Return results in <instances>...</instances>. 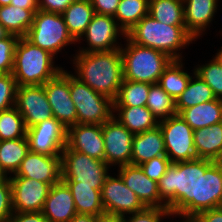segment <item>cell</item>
<instances>
[{
	"label": "cell",
	"mask_w": 222,
	"mask_h": 222,
	"mask_svg": "<svg viewBox=\"0 0 222 222\" xmlns=\"http://www.w3.org/2000/svg\"><path fill=\"white\" fill-rule=\"evenodd\" d=\"M214 162L197 158L170 164L158 181V190L173 217L191 220L198 214L199 171H206Z\"/></svg>",
	"instance_id": "cell-1"
},
{
	"label": "cell",
	"mask_w": 222,
	"mask_h": 222,
	"mask_svg": "<svg viewBox=\"0 0 222 222\" xmlns=\"http://www.w3.org/2000/svg\"><path fill=\"white\" fill-rule=\"evenodd\" d=\"M71 54L73 75L97 93L116 98L123 81L122 54L119 49Z\"/></svg>",
	"instance_id": "cell-2"
},
{
	"label": "cell",
	"mask_w": 222,
	"mask_h": 222,
	"mask_svg": "<svg viewBox=\"0 0 222 222\" xmlns=\"http://www.w3.org/2000/svg\"><path fill=\"white\" fill-rule=\"evenodd\" d=\"M126 36L132 42L161 51L173 60L185 59L182 50L195 43V39L186 31L185 25H168L157 21L149 14L130 29Z\"/></svg>",
	"instance_id": "cell-3"
},
{
	"label": "cell",
	"mask_w": 222,
	"mask_h": 222,
	"mask_svg": "<svg viewBox=\"0 0 222 222\" xmlns=\"http://www.w3.org/2000/svg\"><path fill=\"white\" fill-rule=\"evenodd\" d=\"M55 59L50 52L34 45L26 37H20L12 69L17 86L43 85L53 79L64 69L56 64Z\"/></svg>",
	"instance_id": "cell-4"
},
{
	"label": "cell",
	"mask_w": 222,
	"mask_h": 222,
	"mask_svg": "<svg viewBox=\"0 0 222 222\" xmlns=\"http://www.w3.org/2000/svg\"><path fill=\"white\" fill-rule=\"evenodd\" d=\"M120 51L123 62V79L157 84L165 68L173 60L165 53L138 45L127 36Z\"/></svg>",
	"instance_id": "cell-5"
},
{
	"label": "cell",
	"mask_w": 222,
	"mask_h": 222,
	"mask_svg": "<svg viewBox=\"0 0 222 222\" xmlns=\"http://www.w3.org/2000/svg\"><path fill=\"white\" fill-rule=\"evenodd\" d=\"M62 181L66 185H86L102 189L112 170L105 161L71 150L67 146L61 155Z\"/></svg>",
	"instance_id": "cell-6"
},
{
	"label": "cell",
	"mask_w": 222,
	"mask_h": 222,
	"mask_svg": "<svg viewBox=\"0 0 222 222\" xmlns=\"http://www.w3.org/2000/svg\"><path fill=\"white\" fill-rule=\"evenodd\" d=\"M26 38L56 58L59 56L57 54L64 53L62 51H65L68 46L70 48V45H77V42L69 34L62 15L43 10H38L34 14L33 24Z\"/></svg>",
	"instance_id": "cell-7"
},
{
	"label": "cell",
	"mask_w": 222,
	"mask_h": 222,
	"mask_svg": "<svg viewBox=\"0 0 222 222\" xmlns=\"http://www.w3.org/2000/svg\"><path fill=\"white\" fill-rule=\"evenodd\" d=\"M69 89L77 111V123L102 125L113 116V101L94 91L71 71Z\"/></svg>",
	"instance_id": "cell-8"
},
{
	"label": "cell",
	"mask_w": 222,
	"mask_h": 222,
	"mask_svg": "<svg viewBox=\"0 0 222 222\" xmlns=\"http://www.w3.org/2000/svg\"><path fill=\"white\" fill-rule=\"evenodd\" d=\"M125 36V32L118 26L113 16L95 13L86 31L77 41L76 52L88 53L119 49L122 45L119 41ZM84 41L87 47H79V44Z\"/></svg>",
	"instance_id": "cell-9"
},
{
	"label": "cell",
	"mask_w": 222,
	"mask_h": 222,
	"mask_svg": "<svg viewBox=\"0 0 222 222\" xmlns=\"http://www.w3.org/2000/svg\"><path fill=\"white\" fill-rule=\"evenodd\" d=\"M165 144L166 156L172 163L197 159L194 130L179 115L159 122Z\"/></svg>",
	"instance_id": "cell-10"
},
{
	"label": "cell",
	"mask_w": 222,
	"mask_h": 222,
	"mask_svg": "<svg viewBox=\"0 0 222 222\" xmlns=\"http://www.w3.org/2000/svg\"><path fill=\"white\" fill-rule=\"evenodd\" d=\"M29 151L48 156H61L67 143V127L55 117L27 128Z\"/></svg>",
	"instance_id": "cell-11"
},
{
	"label": "cell",
	"mask_w": 222,
	"mask_h": 222,
	"mask_svg": "<svg viewBox=\"0 0 222 222\" xmlns=\"http://www.w3.org/2000/svg\"><path fill=\"white\" fill-rule=\"evenodd\" d=\"M105 162L108 166L130 165L132 158L133 136L115 117L102 124Z\"/></svg>",
	"instance_id": "cell-12"
},
{
	"label": "cell",
	"mask_w": 222,
	"mask_h": 222,
	"mask_svg": "<svg viewBox=\"0 0 222 222\" xmlns=\"http://www.w3.org/2000/svg\"><path fill=\"white\" fill-rule=\"evenodd\" d=\"M45 94L52 108V115L65 127L77 124V111L69 89V71L63 69L53 79L43 84Z\"/></svg>",
	"instance_id": "cell-13"
},
{
	"label": "cell",
	"mask_w": 222,
	"mask_h": 222,
	"mask_svg": "<svg viewBox=\"0 0 222 222\" xmlns=\"http://www.w3.org/2000/svg\"><path fill=\"white\" fill-rule=\"evenodd\" d=\"M109 175L101 189V201L105 212L128 215L145 208L137 195L131 191L116 173Z\"/></svg>",
	"instance_id": "cell-14"
},
{
	"label": "cell",
	"mask_w": 222,
	"mask_h": 222,
	"mask_svg": "<svg viewBox=\"0 0 222 222\" xmlns=\"http://www.w3.org/2000/svg\"><path fill=\"white\" fill-rule=\"evenodd\" d=\"M15 107L23 117L26 128L53 117L43 85L17 86Z\"/></svg>",
	"instance_id": "cell-15"
},
{
	"label": "cell",
	"mask_w": 222,
	"mask_h": 222,
	"mask_svg": "<svg viewBox=\"0 0 222 222\" xmlns=\"http://www.w3.org/2000/svg\"><path fill=\"white\" fill-rule=\"evenodd\" d=\"M13 212H41L51 185L26 177H9Z\"/></svg>",
	"instance_id": "cell-16"
},
{
	"label": "cell",
	"mask_w": 222,
	"mask_h": 222,
	"mask_svg": "<svg viewBox=\"0 0 222 222\" xmlns=\"http://www.w3.org/2000/svg\"><path fill=\"white\" fill-rule=\"evenodd\" d=\"M9 177H26L51 186L62 180L61 156H48L29 151L16 174Z\"/></svg>",
	"instance_id": "cell-17"
},
{
	"label": "cell",
	"mask_w": 222,
	"mask_h": 222,
	"mask_svg": "<svg viewBox=\"0 0 222 222\" xmlns=\"http://www.w3.org/2000/svg\"><path fill=\"white\" fill-rule=\"evenodd\" d=\"M66 146L71 150L105 161L101 124L77 123L68 127Z\"/></svg>",
	"instance_id": "cell-18"
},
{
	"label": "cell",
	"mask_w": 222,
	"mask_h": 222,
	"mask_svg": "<svg viewBox=\"0 0 222 222\" xmlns=\"http://www.w3.org/2000/svg\"><path fill=\"white\" fill-rule=\"evenodd\" d=\"M117 174L145 207L166 208L160 200L158 182L149 179L140 166L131 164L120 166L117 168Z\"/></svg>",
	"instance_id": "cell-19"
},
{
	"label": "cell",
	"mask_w": 222,
	"mask_h": 222,
	"mask_svg": "<svg viewBox=\"0 0 222 222\" xmlns=\"http://www.w3.org/2000/svg\"><path fill=\"white\" fill-rule=\"evenodd\" d=\"M218 2L219 0H183L185 29L196 42L210 30L219 10Z\"/></svg>",
	"instance_id": "cell-20"
},
{
	"label": "cell",
	"mask_w": 222,
	"mask_h": 222,
	"mask_svg": "<svg viewBox=\"0 0 222 222\" xmlns=\"http://www.w3.org/2000/svg\"><path fill=\"white\" fill-rule=\"evenodd\" d=\"M41 212L48 222H69L77 214L71 191L62 180L51 186Z\"/></svg>",
	"instance_id": "cell-21"
},
{
	"label": "cell",
	"mask_w": 222,
	"mask_h": 222,
	"mask_svg": "<svg viewBox=\"0 0 222 222\" xmlns=\"http://www.w3.org/2000/svg\"><path fill=\"white\" fill-rule=\"evenodd\" d=\"M222 206V162L199 171L198 214Z\"/></svg>",
	"instance_id": "cell-22"
},
{
	"label": "cell",
	"mask_w": 222,
	"mask_h": 222,
	"mask_svg": "<svg viewBox=\"0 0 222 222\" xmlns=\"http://www.w3.org/2000/svg\"><path fill=\"white\" fill-rule=\"evenodd\" d=\"M131 165H141L152 158L166 156L162 131L159 126L134 134Z\"/></svg>",
	"instance_id": "cell-23"
},
{
	"label": "cell",
	"mask_w": 222,
	"mask_h": 222,
	"mask_svg": "<svg viewBox=\"0 0 222 222\" xmlns=\"http://www.w3.org/2000/svg\"><path fill=\"white\" fill-rule=\"evenodd\" d=\"M197 158L222 162V122L194 130Z\"/></svg>",
	"instance_id": "cell-24"
},
{
	"label": "cell",
	"mask_w": 222,
	"mask_h": 222,
	"mask_svg": "<svg viewBox=\"0 0 222 222\" xmlns=\"http://www.w3.org/2000/svg\"><path fill=\"white\" fill-rule=\"evenodd\" d=\"M113 117L133 134L152 130L159 124L147 106H113Z\"/></svg>",
	"instance_id": "cell-25"
},
{
	"label": "cell",
	"mask_w": 222,
	"mask_h": 222,
	"mask_svg": "<svg viewBox=\"0 0 222 222\" xmlns=\"http://www.w3.org/2000/svg\"><path fill=\"white\" fill-rule=\"evenodd\" d=\"M179 115L193 130L220 123L222 122V99L216 98L183 109Z\"/></svg>",
	"instance_id": "cell-26"
},
{
	"label": "cell",
	"mask_w": 222,
	"mask_h": 222,
	"mask_svg": "<svg viewBox=\"0 0 222 222\" xmlns=\"http://www.w3.org/2000/svg\"><path fill=\"white\" fill-rule=\"evenodd\" d=\"M95 14L90 0H75L61 14L69 34L77 42Z\"/></svg>",
	"instance_id": "cell-27"
},
{
	"label": "cell",
	"mask_w": 222,
	"mask_h": 222,
	"mask_svg": "<svg viewBox=\"0 0 222 222\" xmlns=\"http://www.w3.org/2000/svg\"><path fill=\"white\" fill-rule=\"evenodd\" d=\"M29 152L27 137L0 141V171L4 176L16 174Z\"/></svg>",
	"instance_id": "cell-28"
},
{
	"label": "cell",
	"mask_w": 222,
	"mask_h": 222,
	"mask_svg": "<svg viewBox=\"0 0 222 222\" xmlns=\"http://www.w3.org/2000/svg\"><path fill=\"white\" fill-rule=\"evenodd\" d=\"M181 60H172L165 68L159 78L158 84L165 90L175 101L187 88L191 76L195 73L194 67L192 73L185 71V63Z\"/></svg>",
	"instance_id": "cell-29"
},
{
	"label": "cell",
	"mask_w": 222,
	"mask_h": 222,
	"mask_svg": "<svg viewBox=\"0 0 222 222\" xmlns=\"http://www.w3.org/2000/svg\"><path fill=\"white\" fill-rule=\"evenodd\" d=\"M39 9H22L13 5L0 6V23L15 36L26 37Z\"/></svg>",
	"instance_id": "cell-30"
},
{
	"label": "cell",
	"mask_w": 222,
	"mask_h": 222,
	"mask_svg": "<svg viewBox=\"0 0 222 222\" xmlns=\"http://www.w3.org/2000/svg\"><path fill=\"white\" fill-rule=\"evenodd\" d=\"M214 99L216 97L211 87L194 73L190 78L187 88L176 99V111L179 114L183 109Z\"/></svg>",
	"instance_id": "cell-31"
},
{
	"label": "cell",
	"mask_w": 222,
	"mask_h": 222,
	"mask_svg": "<svg viewBox=\"0 0 222 222\" xmlns=\"http://www.w3.org/2000/svg\"><path fill=\"white\" fill-rule=\"evenodd\" d=\"M74 199L77 213L98 216L105 212L101 201V189L86 185H67Z\"/></svg>",
	"instance_id": "cell-32"
},
{
	"label": "cell",
	"mask_w": 222,
	"mask_h": 222,
	"mask_svg": "<svg viewBox=\"0 0 222 222\" xmlns=\"http://www.w3.org/2000/svg\"><path fill=\"white\" fill-rule=\"evenodd\" d=\"M149 14V0H120L114 15L125 34Z\"/></svg>",
	"instance_id": "cell-33"
},
{
	"label": "cell",
	"mask_w": 222,
	"mask_h": 222,
	"mask_svg": "<svg viewBox=\"0 0 222 222\" xmlns=\"http://www.w3.org/2000/svg\"><path fill=\"white\" fill-rule=\"evenodd\" d=\"M149 15L168 25H185L183 0H149Z\"/></svg>",
	"instance_id": "cell-34"
},
{
	"label": "cell",
	"mask_w": 222,
	"mask_h": 222,
	"mask_svg": "<svg viewBox=\"0 0 222 222\" xmlns=\"http://www.w3.org/2000/svg\"><path fill=\"white\" fill-rule=\"evenodd\" d=\"M146 106L159 122L178 114L176 101L158 83L150 86Z\"/></svg>",
	"instance_id": "cell-35"
},
{
	"label": "cell",
	"mask_w": 222,
	"mask_h": 222,
	"mask_svg": "<svg viewBox=\"0 0 222 222\" xmlns=\"http://www.w3.org/2000/svg\"><path fill=\"white\" fill-rule=\"evenodd\" d=\"M145 82L123 79L113 106H146L150 86Z\"/></svg>",
	"instance_id": "cell-36"
},
{
	"label": "cell",
	"mask_w": 222,
	"mask_h": 222,
	"mask_svg": "<svg viewBox=\"0 0 222 222\" xmlns=\"http://www.w3.org/2000/svg\"><path fill=\"white\" fill-rule=\"evenodd\" d=\"M26 133L24 119L15 106L0 112V141L23 138Z\"/></svg>",
	"instance_id": "cell-37"
},
{
	"label": "cell",
	"mask_w": 222,
	"mask_h": 222,
	"mask_svg": "<svg viewBox=\"0 0 222 222\" xmlns=\"http://www.w3.org/2000/svg\"><path fill=\"white\" fill-rule=\"evenodd\" d=\"M195 74L205 81L217 99H222V66L212 56L205 64L194 66Z\"/></svg>",
	"instance_id": "cell-38"
},
{
	"label": "cell",
	"mask_w": 222,
	"mask_h": 222,
	"mask_svg": "<svg viewBox=\"0 0 222 222\" xmlns=\"http://www.w3.org/2000/svg\"><path fill=\"white\" fill-rule=\"evenodd\" d=\"M17 83L12 73L0 74V112L15 106Z\"/></svg>",
	"instance_id": "cell-39"
},
{
	"label": "cell",
	"mask_w": 222,
	"mask_h": 222,
	"mask_svg": "<svg viewBox=\"0 0 222 222\" xmlns=\"http://www.w3.org/2000/svg\"><path fill=\"white\" fill-rule=\"evenodd\" d=\"M174 219L168 208L145 207L136 213L124 216V222H163L164 219Z\"/></svg>",
	"instance_id": "cell-40"
},
{
	"label": "cell",
	"mask_w": 222,
	"mask_h": 222,
	"mask_svg": "<svg viewBox=\"0 0 222 222\" xmlns=\"http://www.w3.org/2000/svg\"><path fill=\"white\" fill-rule=\"evenodd\" d=\"M18 40L19 37L12 34L0 40V74L12 73L15 47Z\"/></svg>",
	"instance_id": "cell-41"
},
{
	"label": "cell",
	"mask_w": 222,
	"mask_h": 222,
	"mask_svg": "<svg viewBox=\"0 0 222 222\" xmlns=\"http://www.w3.org/2000/svg\"><path fill=\"white\" fill-rule=\"evenodd\" d=\"M12 186L8 176L0 178V222H6L12 215Z\"/></svg>",
	"instance_id": "cell-42"
},
{
	"label": "cell",
	"mask_w": 222,
	"mask_h": 222,
	"mask_svg": "<svg viewBox=\"0 0 222 222\" xmlns=\"http://www.w3.org/2000/svg\"><path fill=\"white\" fill-rule=\"evenodd\" d=\"M172 162L167 156H159L139 165L144 174L152 180L159 181Z\"/></svg>",
	"instance_id": "cell-43"
},
{
	"label": "cell",
	"mask_w": 222,
	"mask_h": 222,
	"mask_svg": "<svg viewBox=\"0 0 222 222\" xmlns=\"http://www.w3.org/2000/svg\"><path fill=\"white\" fill-rule=\"evenodd\" d=\"M119 2L120 0H90L95 13L113 17L117 11Z\"/></svg>",
	"instance_id": "cell-44"
},
{
	"label": "cell",
	"mask_w": 222,
	"mask_h": 222,
	"mask_svg": "<svg viewBox=\"0 0 222 222\" xmlns=\"http://www.w3.org/2000/svg\"><path fill=\"white\" fill-rule=\"evenodd\" d=\"M75 0H39V10L62 14Z\"/></svg>",
	"instance_id": "cell-45"
},
{
	"label": "cell",
	"mask_w": 222,
	"mask_h": 222,
	"mask_svg": "<svg viewBox=\"0 0 222 222\" xmlns=\"http://www.w3.org/2000/svg\"><path fill=\"white\" fill-rule=\"evenodd\" d=\"M6 222H48L42 212H13Z\"/></svg>",
	"instance_id": "cell-46"
},
{
	"label": "cell",
	"mask_w": 222,
	"mask_h": 222,
	"mask_svg": "<svg viewBox=\"0 0 222 222\" xmlns=\"http://www.w3.org/2000/svg\"><path fill=\"white\" fill-rule=\"evenodd\" d=\"M191 220L193 222H222V206L202 211Z\"/></svg>",
	"instance_id": "cell-47"
},
{
	"label": "cell",
	"mask_w": 222,
	"mask_h": 222,
	"mask_svg": "<svg viewBox=\"0 0 222 222\" xmlns=\"http://www.w3.org/2000/svg\"><path fill=\"white\" fill-rule=\"evenodd\" d=\"M96 222H124V216L103 212L96 217Z\"/></svg>",
	"instance_id": "cell-48"
},
{
	"label": "cell",
	"mask_w": 222,
	"mask_h": 222,
	"mask_svg": "<svg viewBox=\"0 0 222 222\" xmlns=\"http://www.w3.org/2000/svg\"><path fill=\"white\" fill-rule=\"evenodd\" d=\"M11 5L22 9H39V0H11Z\"/></svg>",
	"instance_id": "cell-49"
},
{
	"label": "cell",
	"mask_w": 222,
	"mask_h": 222,
	"mask_svg": "<svg viewBox=\"0 0 222 222\" xmlns=\"http://www.w3.org/2000/svg\"><path fill=\"white\" fill-rule=\"evenodd\" d=\"M95 215L77 213L69 222H96Z\"/></svg>",
	"instance_id": "cell-50"
},
{
	"label": "cell",
	"mask_w": 222,
	"mask_h": 222,
	"mask_svg": "<svg viewBox=\"0 0 222 222\" xmlns=\"http://www.w3.org/2000/svg\"><path fill=\"white\" fill-rule=\"evenodd\" d=\"M10 33L6 30V28L0 23V40L7 38Z\"/></svg>",
	"instance_id": "cell-51"
},
{
	"label": "cell",
	"mask_w": 222,
	"mask_h": 222,
	"mask_svg": "<svg viewBox=\"0 0 222 222\" xmlns=\"http://www.w3.org/2000/svg\"><path fill=\"white\" fill-rule=\"evenodd\" d=\"M213 57L218 61V63L222 66V46L218 49V51L215 53V56L213 54Z\"/></svg>",
	"instance_id": "cell-52"
},
{
	"label": "cell",
	"mask_w": 222,
	"mask_h": 222,
	"mask_svg": "<svg viewBox=\"0 0 222 222\" xmlns=\"http://www.w3.org/2000/svg\"><path fill=\"white\" fill-rule=\"evenodd\" d=\"M11 0H0V6L10 5Z\"/></svg>",
	"instance_id": "cell-53"
},
{
	"label": "cell",
	"mask_w": 222,
	"mask_h": 222,
	"mask_svg": "<svg viewBox=\"0 0 222 222\" xmlns=\"http://www.w3.org/2000/svg\"><path fill=\"white\" fill-rule=\"evenodd\" d=\"M180 222H193L192 220H182L180 219Z\"/></svg>",
	"instance_id": "cell-54"
}]
</instances>
